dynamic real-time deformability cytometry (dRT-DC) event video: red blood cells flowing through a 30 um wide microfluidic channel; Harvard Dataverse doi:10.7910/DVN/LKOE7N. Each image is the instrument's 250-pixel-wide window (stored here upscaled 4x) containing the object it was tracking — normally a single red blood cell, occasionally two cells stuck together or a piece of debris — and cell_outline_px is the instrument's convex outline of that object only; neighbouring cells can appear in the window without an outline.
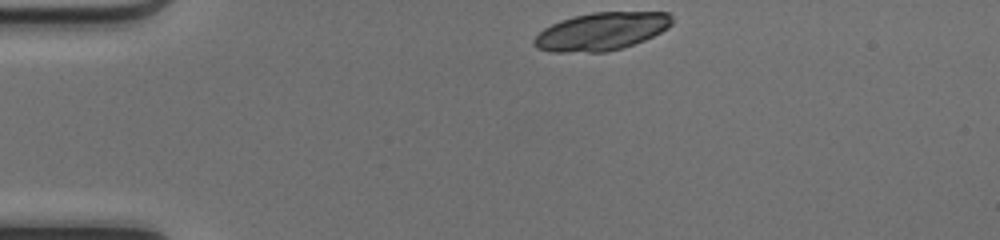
{"species": "common noctule bat (a hibernating species)", "species_latin": "Nyctalus noctula", "temperature_condition": "cold", "stored_images_in_passage": 40, "camera_frame_rate_fps": 3000, "um_per_image_px": 0.085, "animal": {"sex": "female", "body_mass_g": 17.0, "forearm_length_mm": 48.0}, "frame": {"image": 1, "passage_image": 1, "time_ms": 0.0, "image_size_px": [1000, 240], "cell_outline_px": [[672, 24], [668, 28], [644, 40], [620, 48], [604, 52], [552, 52], [536, 48], [532, 44], [532, 40], [544, 28], [560, 20], [592, 12], [668, 12], [672, 16]], "centroid_in_image_um": [51.1, 2.67], "position_along_channel_um": 33.9, "area_um2": 30.29}}